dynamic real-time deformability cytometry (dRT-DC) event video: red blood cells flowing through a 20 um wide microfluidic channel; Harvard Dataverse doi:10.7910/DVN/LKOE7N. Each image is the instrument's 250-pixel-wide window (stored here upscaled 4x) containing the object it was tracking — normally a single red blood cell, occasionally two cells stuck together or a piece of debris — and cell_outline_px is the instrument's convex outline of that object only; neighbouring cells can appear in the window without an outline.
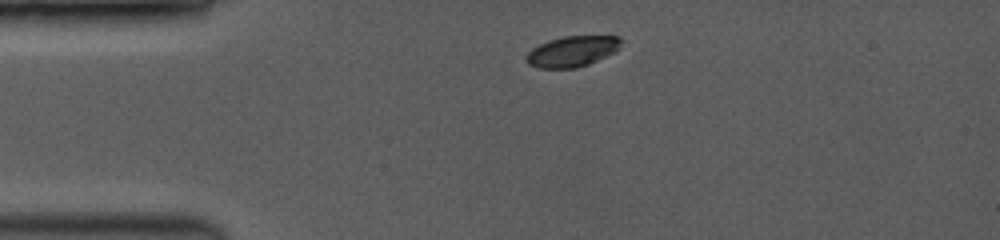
{"species": "common noctule bat (a hibernating species)", "species_latin": "Nyctalus noctula", "temperature_condition": "room temperature", "stored_images_in_passage": 2, "camera_frame_rate_fps": 3500, "um_per_image_px": 0.085, "animal": {"sex": "female", "body_mass_g": 19.0, "forearm_length_mm": 53.3}, "frame": {"image": 1, "passage_image": 1, "time_ms": 0.0, "image_size_px": [1000, 240], "cell_outline_px": [[624, 40], [620, 48], [616, 52], [588, 64], [576, 68], [540, 68], [528, 64], [524, 60], [528, 52], [532, 48], [548, 40], [564, 36], [620, 36]], "centroid_in_image_um": [48.67, 4.36], "position_along_channel_um": 36.3, "area_um2": 17.17}}